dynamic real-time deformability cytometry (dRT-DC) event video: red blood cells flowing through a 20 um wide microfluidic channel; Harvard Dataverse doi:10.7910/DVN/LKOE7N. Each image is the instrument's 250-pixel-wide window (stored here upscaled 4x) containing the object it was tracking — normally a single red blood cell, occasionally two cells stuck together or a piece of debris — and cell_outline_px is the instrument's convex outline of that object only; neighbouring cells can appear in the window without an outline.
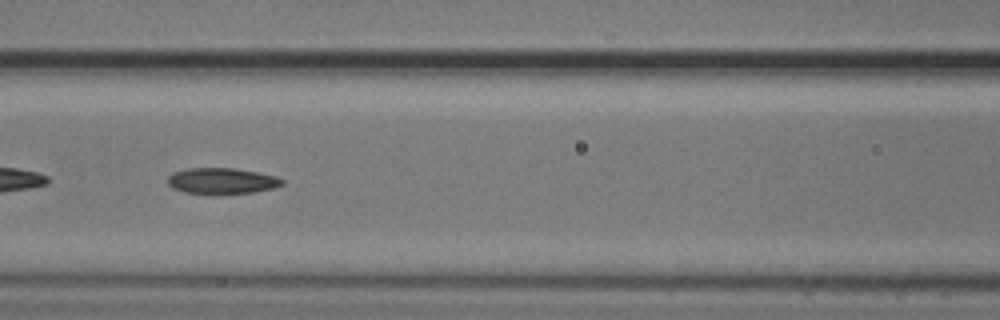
{"species": "common noctule bat (a hibernating species)", "species_latin": "Nyctalus noctula", "temperature_condition": "cold", "stored_images_in_passage": 52, "camera_frame_rate_fps": 3000, "um_per_image_px": 0.085, "animal": {"sex": "male", "body_mass_g": 20.5, "forearm_length_mm": 52.5}, "frame": {"image": 1, "passage_image": 22, "time_ms": 7.0, "image_size_px": [1000, 320], "cell_outline_px": [[284, 184], [272, 188], [256, 192], [216, 196], [212, 196], [184, 192], [172, 188], [168, 184], [168, 176], [172, 172], [188, 168], [236, 168], [276, 176], [284, 180]], "centroid_in_image_um": [18.83, 15.41], "position_along_channel_um": 147.8, "area_um2": 17.98}}
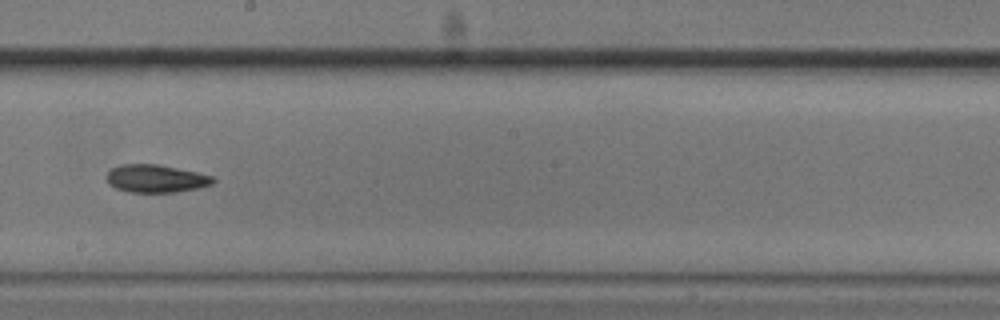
{"frame": {"image": 2, "passage_image": 29, "time_ms": 9.333, "image_size_px": [1000, 320], "cell_outline_px": [[216, 180], [212, 184], [200, 188], [176, 192], [128, 192], [116, 188], [108, 184], [108, 172], [112, 168], [120, 164], [156, 164], [196, 172], [212, 176]], "centroid_in_image_um": [13.26, 15.18], "position_along_channel_um": 234.9, "area_um2": 17.17}}
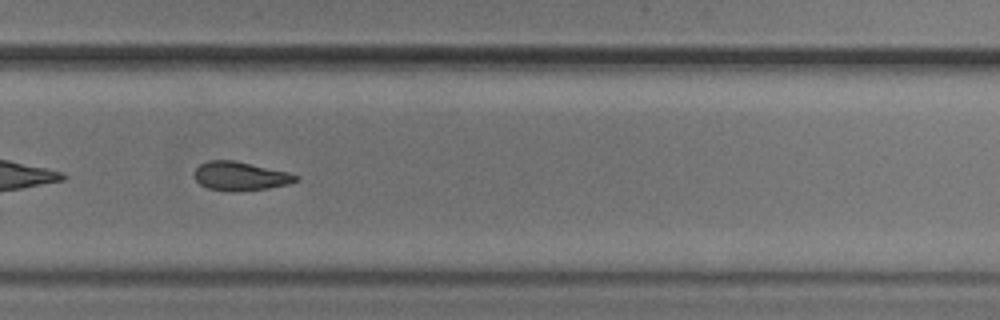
{"frame": {"image": 3, "passage_image": 35, "time_ms": 11.333, "image_size_px": [1000, 320], "cell_outline_px": [[300, 176], [296, 180], [288, 184], [268, 188], [240, 192], [236, 192], [208, 188], [200, 184], [196, 180], [196, 168], [200, 164], [208, 160], [236, 160], [288, 172]], "centroid_in_image_um": [20.44, 14.97], "position_along_channel_um": 309.4, "area_um2": 16.99}, "authors_computed_cell_mechanics": {"area_um2": 18.0047, "velocity_mm_per_s": 3.7453, "shape_relaxation_time_tau1_ms": null, "shape_relaxation_time_tau2_ms": 6.0531, "deformation_change_tau1": null, "deformation_change_tau2": 0.1307}}